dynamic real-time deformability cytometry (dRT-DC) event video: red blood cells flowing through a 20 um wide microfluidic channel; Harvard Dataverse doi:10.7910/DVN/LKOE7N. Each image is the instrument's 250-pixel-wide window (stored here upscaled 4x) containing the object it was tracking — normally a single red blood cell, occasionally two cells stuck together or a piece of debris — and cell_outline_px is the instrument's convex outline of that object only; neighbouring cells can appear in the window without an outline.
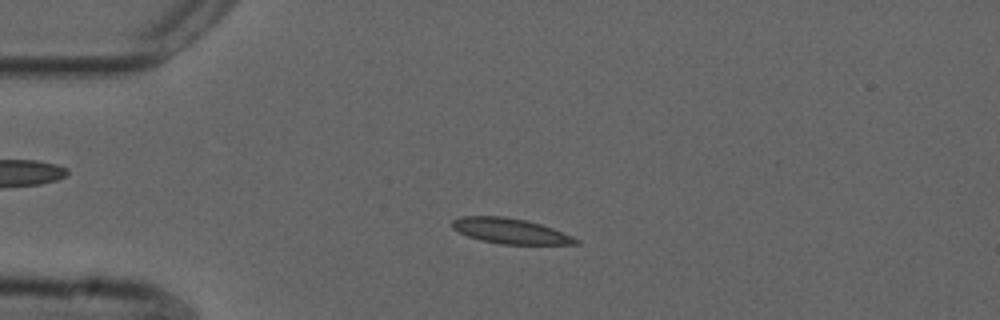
{"species": "common noctule bat (a hibernating species)", "species_latin": "Nyctalus noctula", "temperature_condition": "cold", "stored_images_in_passage": 53, "camera_frame_rate_fps": 3000, "um_per_image_px": 0.085, "animal": {"sex": "male", "forearm_length_mm": 52.5}, "frame": {"image": 1, "passage_image": 12, "time_ms": 3.667, "image_size_px": [1000, 320], "cell_outline_px": [[580, 244], [500, 244], [480, 240], [468, 236], [452, 228], [452, 220], [460, 216], [504, 216], [524, 220], [540, 224], [552, 228], [572, 236], [580, 240]], "centroid_in_image_um": [43.36, 19.63], "position_along_channel_um": 41.6, "area_um2": 18.15}}
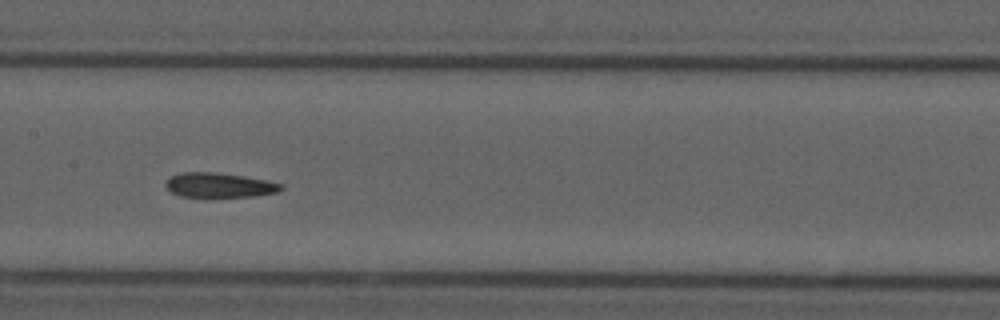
{"frame": {"image": 2, "passage_image": 26, "time_ms": 8.333, "image_size_px": [1000, 320], "cell_outline_px": [[284, 188], [276, 192], [256, 196], [180, 196], [172, 192], [164, 184], [172, 176], [180, 172], [216, 172], [244, 176], [284, 184]], "centroid_in_image_um": [18.66, 15.72], "position_along_channel_um": 188.7, "area_um2": 16.3}}
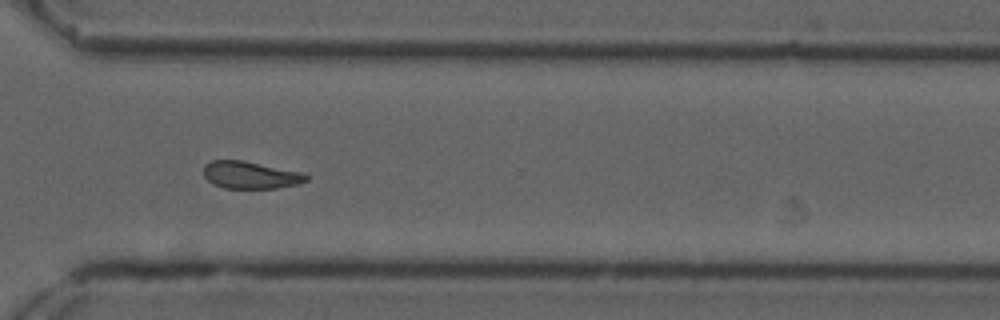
{"frame": {"image": 3, "passage_image": 39, "time_ms": 12.667, "image_size_px": [1000, 320], "cell_outline_px": [[312, 176], [308, 180], [296, 184], [276, 188], [224, 188], [212, 184], [204, 176], [204, 164], [212, 160], [244, 160], [304, 172]], "centroid_in_image_um": [21.32, 14.86], "position_along_channel_um": 349.3, "area_um2": 16.59}, "authors_computed_cell_mechanics": {"area_um2": 17.1666, "velocity_mm_per_s": 3.7091, "shape_relaxation_time_tau1_ms": null, "shape_relaxation_time_tau2_ms": 5.6761, "deformation_change_tau1": null, "deformation_change_tau2": 0.0818}}